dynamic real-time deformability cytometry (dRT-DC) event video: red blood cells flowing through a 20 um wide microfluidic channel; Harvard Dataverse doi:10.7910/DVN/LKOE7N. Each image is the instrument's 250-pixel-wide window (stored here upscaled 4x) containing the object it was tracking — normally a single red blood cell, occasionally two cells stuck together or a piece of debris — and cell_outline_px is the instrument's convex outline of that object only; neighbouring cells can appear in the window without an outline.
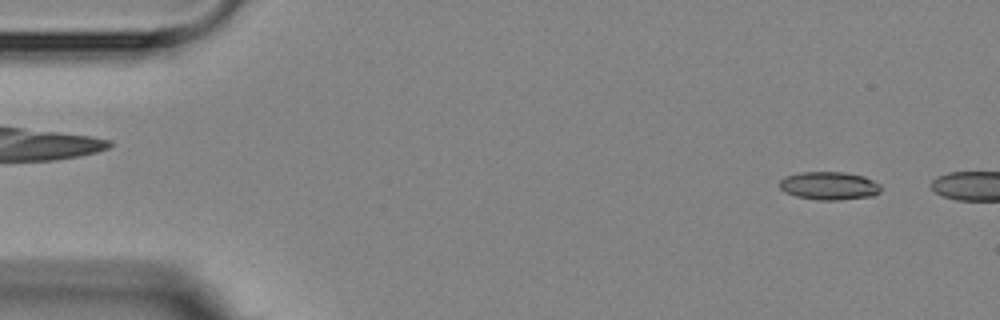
{"species": "Egyptian fruit bat (a non-hibernating species)", "species_latin": "Rousettus aegyptiacus", "temperature_condition": "room temperature", "stored_images_in_passage": 2, "camera_frame_rate_fps": 3000, "um_per_image_px": 0.085, "animal": {"sex": "female"}, "frame": {"image": 1, "passage_image": 1, "time_ms": 0.0, "image_size_px": [1000, 320], "cell_outline_px": [[880, 192], [872, 196], [840, 200], [816, 200], [796, 196], [784, 192], [780, 188], [780, 180], [788, 176], [800, 172], [844, 172], [864, 176], [880, 184]], "centroid_in_image_um": [70.48, 15.79], "position_along_channel_um": 14.5, "area_um2": 16.59}}